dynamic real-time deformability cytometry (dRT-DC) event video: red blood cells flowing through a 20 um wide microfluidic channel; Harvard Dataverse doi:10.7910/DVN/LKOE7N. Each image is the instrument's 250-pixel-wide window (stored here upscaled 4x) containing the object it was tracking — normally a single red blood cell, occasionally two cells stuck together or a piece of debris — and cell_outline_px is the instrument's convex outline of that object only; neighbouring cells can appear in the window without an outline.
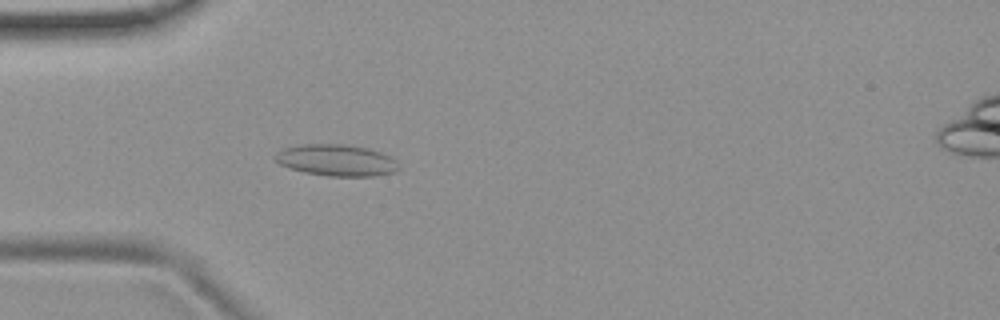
{"species": "common noctule bat (a hibernating species)", "species_latin": "Nyctalus noctula", "temperature_condition": "room temperature", "stored_images_in_passage": 33, "camera_frame_rate_fps": 3000, "um_per_image_px": 0.085, "animal": {"sex": "female", "body_mass_g": 19.9}, "frame": {"image": 1, "passage_image": 1, "time_ms": 0.0, "image_size_px": [1000, 320], "cell_outline_px": [[400, 168], [396, 172], [372, 176], [328, 176], [304, 172], [288, 168], [280, 164], [272, 156], [276, 152], [284, 148], [304, 144], [344, 144], [368, 148], [392, 156], [396, 160]], "centroid_in_image_um": [28.61, 13.62], "position_along_channel_um": 56.4, "area_um2": 22.89}}
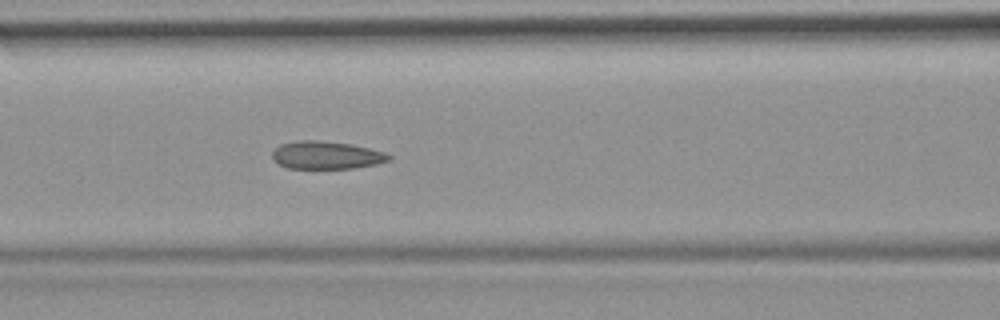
{"frame": {"image": 2, "passage_image": 8, "time_ms": 2.333, "image_size_px": [1000, 320], "cell_outline_px": [[392, 156], [388, 160], [376, 164], [352, 168], [288, 168], [272, 160], [272, 152], [280, 144], [300, 140], [320, 140], [352, 144], [384, 152]], "centroid_in_image_um": [27.71, 13.18], "position_along_channel_um": 138.9, "area_um2": 18.79}}
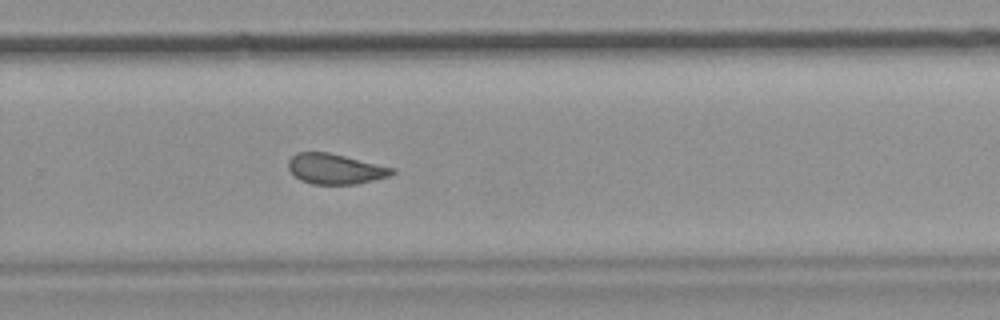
{"frame": {"image": 3, "passage_image": 21, "time_ms": 6.667, "image_size_px": [1000, 320], "cell_outline_px": [[396, 172], [388, 176], [356, 184], [312, 184], [300, 180], [288, 168], [288, 160], [296, 152], [328, 152], [396, 168]], "centroid_in_image_um": [28.49, 14.35], "position_along_channel_um": 301.3, "area_um2": 18.26}, "authors_computed_cell_mechanics": {"area_um2": 19.074, "velocity_mm_per_s": 3.7637, "shape_relaxation_time_tau1_ms": null, "shape_relaxation_time_tau2_ms": 2.1279, "deformation_change_tau1": null, "deformation_change_tau2": 0.0745}}